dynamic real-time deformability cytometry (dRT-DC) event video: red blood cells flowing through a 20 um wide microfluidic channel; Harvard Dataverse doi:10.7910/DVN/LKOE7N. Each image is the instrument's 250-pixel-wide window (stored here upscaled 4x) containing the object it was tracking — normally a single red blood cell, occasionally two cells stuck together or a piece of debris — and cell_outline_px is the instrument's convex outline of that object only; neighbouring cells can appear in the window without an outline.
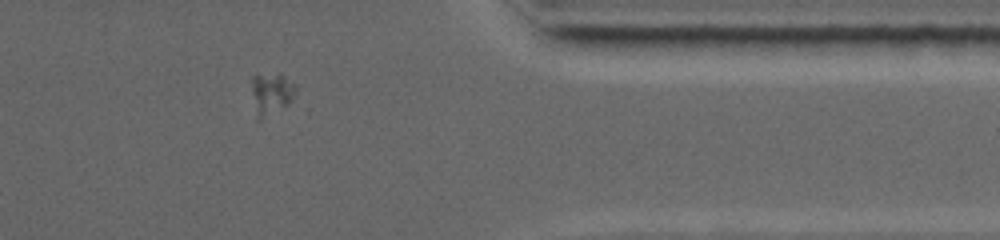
{"species": "common noctule bat (a hibernating species)", "species_latin": "Nyctalus noctula", "temperature_condition": "warm", "stored_images_in_passage": 15, "camera_frame_rate_fps": 5000, "um_per_image_px": 0.085, "animal": {"sex": "female", "body_mass_g": 19.0, "forearm_length_mm": 53.3}, "frame": {"image": 1, "passage_image": 13, "time_ms": 12.8, "image_size_px": [1000, 240], "cell_outline_px": [[296, 88], [288, 104], [260, 120], [256, 120], [252, 92], [252, 76], [280, 72]], "centroid_in_image_um": [23.01, 7.95], "position_along_channel_um": 388.4, "area_um2": 10.52}}